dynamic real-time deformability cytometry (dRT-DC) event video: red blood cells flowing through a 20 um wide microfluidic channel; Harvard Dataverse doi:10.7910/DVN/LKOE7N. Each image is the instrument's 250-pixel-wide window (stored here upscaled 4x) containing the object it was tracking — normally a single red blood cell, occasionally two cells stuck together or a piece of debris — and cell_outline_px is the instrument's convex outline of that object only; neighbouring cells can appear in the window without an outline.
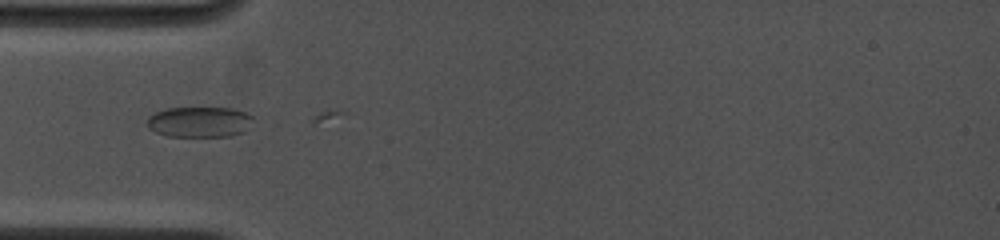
{"species": "common noctule bat (a hibernating species)", "species_latin": "Nyctalus noctula", "temperature_condition": "cold", "stored_images_in_passage": 2, "camera_frame_rate_fps": 4500, "um_per_image_px": 0.085, "animal": {"sex": "female", "body_mass_g": 19.0, "forearm_length_mm": 53.3}, "frame": {"image": 1, "passage_image": 1, "time_ms": 0.0, "image_size_px": [1000, 240], "cell_outline_px": [[252, 116], [244, 132], [232, 136], [168, 136], [156, 132], [148, 128], [148, 116], [156, 112], [168, 108], [232, 108], [244, 112]], "centroid_in_image_um": [16.92, 10.36], "position_along_channel_um": 68.1, "area_um2": 18.61}}